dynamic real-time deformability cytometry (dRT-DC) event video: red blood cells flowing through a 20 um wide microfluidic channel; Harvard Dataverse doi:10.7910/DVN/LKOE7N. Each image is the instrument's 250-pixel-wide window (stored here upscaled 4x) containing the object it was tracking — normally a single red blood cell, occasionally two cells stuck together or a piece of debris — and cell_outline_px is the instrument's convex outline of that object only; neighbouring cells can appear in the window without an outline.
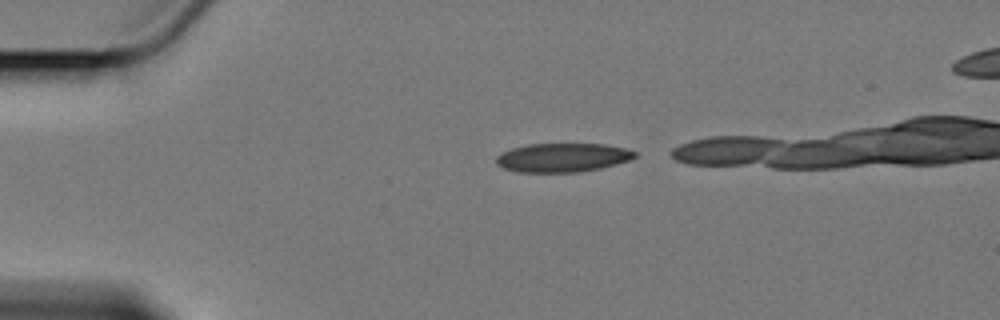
{"species": "Egyptian fruit bat (a non-hibernating species)", "species_latin": "Rousettus aegyptiacus", "temperature_condition": "cold", "stored_images_in_passage": 3, "camera_frame_rate_fps": 3000, "um_per_image_px": 0.085, "animal": {"sex": "female"}, "frame": {"image": 1, "passage_image": 1, "time_ms": 0.0, "image_size_px": [1000, 320], "cell_outline_px": [[636, 156], [628, 160], [616, 164], [600, 168], [580, 172], [516, 172], [504, 168], [496, 164], [496, 156], [512, 148], [528, 144], [604, 144], [624, 148], [636, 152]], "centroid_in_image_um": [47.8, 13.4], "position_along_channel_um": 37.2, "area_um2": 23.18}}